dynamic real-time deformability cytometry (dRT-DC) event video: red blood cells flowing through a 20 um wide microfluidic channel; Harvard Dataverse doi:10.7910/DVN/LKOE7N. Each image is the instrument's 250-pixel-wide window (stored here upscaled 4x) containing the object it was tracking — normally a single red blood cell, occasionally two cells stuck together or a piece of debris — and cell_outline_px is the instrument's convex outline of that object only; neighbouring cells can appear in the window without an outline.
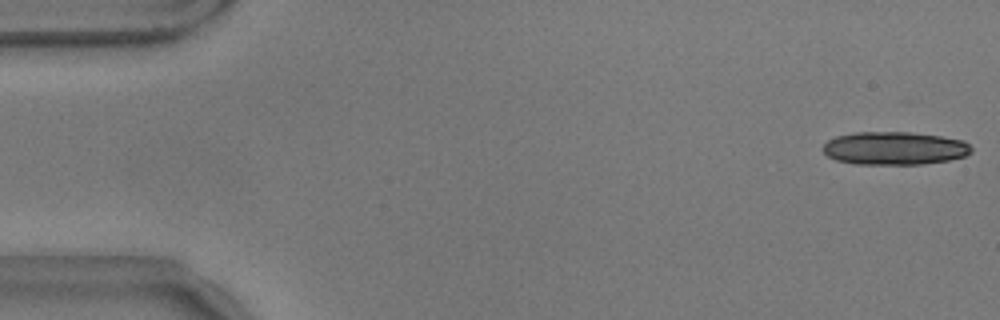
{"species": "common noctule bat (a hibernating species)", "species_latin": "Nyctalus noctula", "temperature_condition": "warm", "stored_images_in_passage": 15, "camera_frame_rate_fps": 3000, "um_per_image_px": 0.085, "animal": {"sex": "male", "body_mass_g": 17.9}, "frame": {"image": 1, "passage_image": 1, "time_ms": 0.0, "image_size_px": [1000, 320], "cell_outline_px": [[972, 152], [964, 156], [948, 160], [920, 164], [852, 164], [836, 160], [828, 156], [820, 148], [828, 140], [836, 136], [856, 132], [908, 132], [940, 136], [964, 140], [972, 148]], "centroid_in_image_um": [76.0, 12.6], "position_along_channel_um": 9.0, "area_um2": 28.67}}